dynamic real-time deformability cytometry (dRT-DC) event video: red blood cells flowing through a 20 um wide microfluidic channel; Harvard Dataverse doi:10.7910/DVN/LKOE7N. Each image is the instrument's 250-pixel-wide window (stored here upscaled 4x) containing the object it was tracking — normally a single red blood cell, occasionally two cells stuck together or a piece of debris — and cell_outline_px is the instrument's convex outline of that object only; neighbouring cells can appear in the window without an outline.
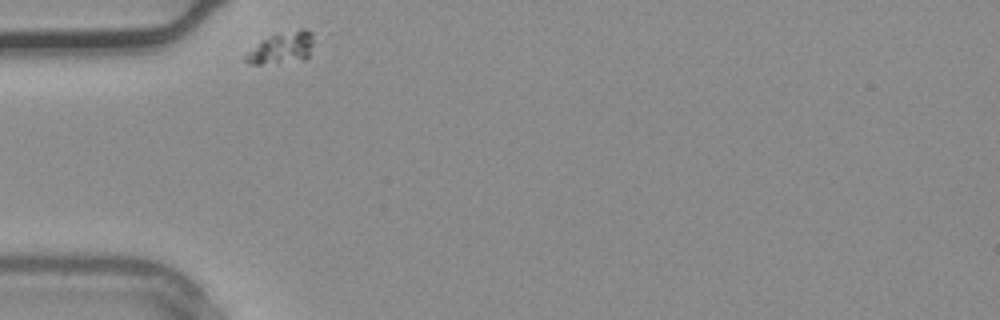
{"species": "common noctule bat (a hibernating species)", "species_latin": "Nyctalus noctula", "temperature_condition": "warm", "stored_images_in_passage": 28, "camera_frame_rate_fps": 3000, "um_per_image_px": 0.085, "animal": {"sex": "male", "body_mass_g": 20.4}, "frame": {"image": 1, "passage_image": 1, "time_ms": 0.0, "image_size_px": [1000, 320], "cell_outline_px": [[312, 44], [308, 56], [304, 60], [260, 64], [248, 64], [244, 60], [244, 56], [248, 52], [264, 40], [276, 32], [300, 28], [304, 28], [312, 32]], "centroid_in_image_um": [23.96, 4.05], "position_along_channel_um": 61.0, "area_um2": 12.43}}
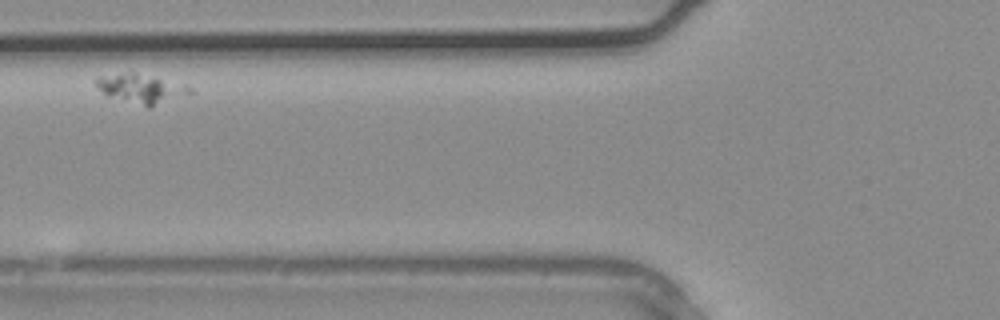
{"frame": {"image": 2, "passage_image": 5, "time_ms": 1.333, "image_size_px": [1000, 320], "cell_outline_px": [[168, 92], [148, 108], [108, 96], [96, 84], [96, 80], [100, 76], [132, 72], [160, 80]], "centroid_in_image_um": [11.27, 7.5], "position_along_channel_um": 114.5, "area_um2": 12.02}}